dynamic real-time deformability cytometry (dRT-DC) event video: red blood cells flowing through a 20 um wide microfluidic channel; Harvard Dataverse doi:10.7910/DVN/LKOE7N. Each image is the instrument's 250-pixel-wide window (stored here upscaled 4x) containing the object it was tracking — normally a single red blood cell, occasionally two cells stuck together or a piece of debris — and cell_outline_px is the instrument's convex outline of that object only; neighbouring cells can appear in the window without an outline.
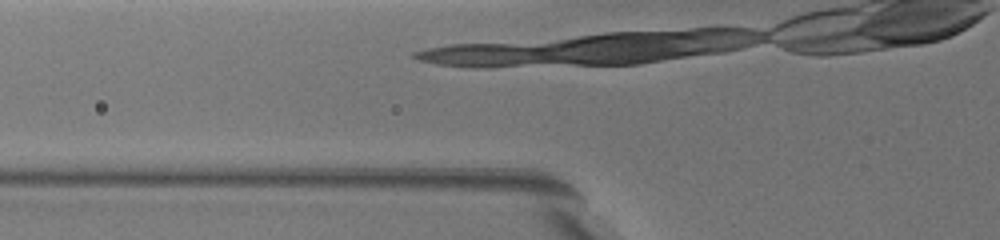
{"species": "common noctule bat (a hibernating species)", "species_latin": "Nyctalus noctula", "temperature_condition": "warm", "stored_images_in_passage": 4, "camera_frame_rate_fps": 3000, "um_per_image_px": 0.085, "animal": {"sex": "female", "body_mass_g": 19.5, "forearm_length_mm": 54.1}, "frame": {"image": 1, "passage_image": 3, "time_ms": 0.667, "image_size_px": [1000, 240], "cell_outline_px": [[652, 196], [644, 208], [600, 168], [596, 164], [596, 156], [600, 144], [616, 148]], "centroid_in_image_um": [52.87, 14.76], "position_along_channel_um": 72.9, "area_um2": 10.29}}